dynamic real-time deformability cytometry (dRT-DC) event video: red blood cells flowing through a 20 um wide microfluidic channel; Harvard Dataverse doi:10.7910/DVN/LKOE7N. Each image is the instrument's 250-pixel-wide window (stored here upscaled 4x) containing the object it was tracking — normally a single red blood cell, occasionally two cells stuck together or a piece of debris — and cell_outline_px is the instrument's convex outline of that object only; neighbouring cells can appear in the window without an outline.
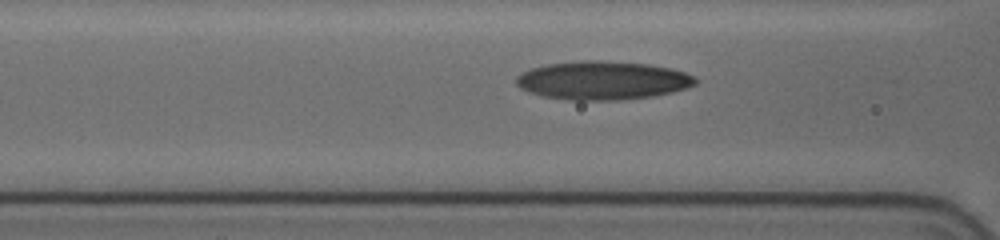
{"species": "human", "species_latin": "Homo sapiens", "temperature_condition": "cold", "stored_images_in_passage": 43, "camera_frame_rate_fps": 3000, "um_per_image_px": 0.085, "donor": {"sex": "female"}, "frame": {"image": 1, "passage_image": 18, "time_ms": 5.667, "image_size_px": [1000, 240], "cell_outline_px": [[696, 84], [688, 88], [672, 92], [652, 96], [620, 100], [568, 100], [544, 96], [520, 88], [516, 84], [516, 76], [520, 72], [544, 64], [580, 60], [600, 60], [648, 64], [672, 68], [696, 76]], "centroid_in_image_um": [51.23, 6.82], "position_along_channel_um": 115.4, "area_um2": 40.46}}
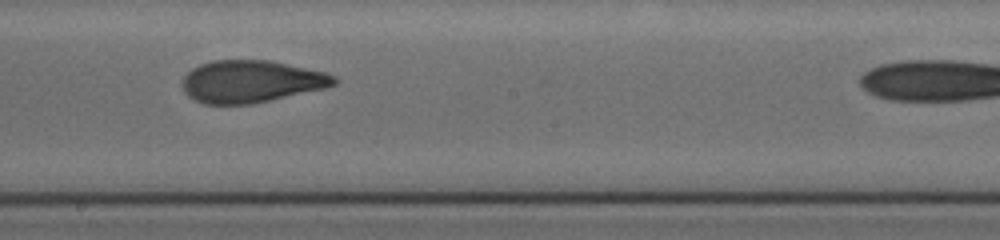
{"frame": {"image": 2, "passage_image": 27, "time_ms": 8.667, "image_size_px": [1000, 240], "cell_outline_px": [[340, 80], [336, 84], [324, 88], [252, 104], [204, 104], [188, 96], [184, 92], [180, 84], [184, 76], [192, 68], [200, 64], [212, 60], [272, 60], [324, 72], [336, 76]], "centroid_in_image_um": [21.33, 6.92], "position_along_channel_um": 226.9, "area_um2": 37.51}}
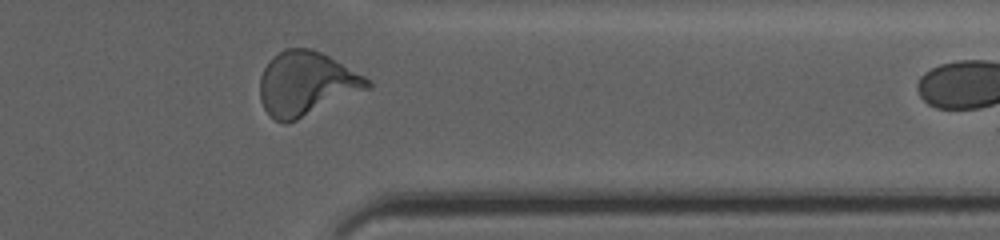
{"frame": {"image": 3, "passage_image": 40, "time_ms": 13.0, "image_size_px": [1000, 240], "cell_outline_px": [[372, 88], [296, 120], [284, 124], [276, 120], [264, 108], [260, 100], [260, 76], [264, 68], [284, 48], [312, 48], [328, 56], [364, 76], [372, 84]], "centroid_in_image_um": [26.04, 7.12], "position_along_channel_um": 385.4, "area_um2": 39.65}}